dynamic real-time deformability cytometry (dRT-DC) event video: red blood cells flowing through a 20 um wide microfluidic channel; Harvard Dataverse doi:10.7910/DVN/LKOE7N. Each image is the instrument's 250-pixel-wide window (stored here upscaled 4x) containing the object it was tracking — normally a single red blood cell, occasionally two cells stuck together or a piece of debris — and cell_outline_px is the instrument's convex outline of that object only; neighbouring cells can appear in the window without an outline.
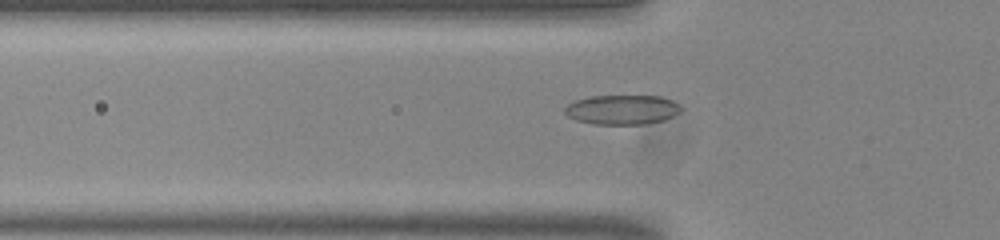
{"species": "common noctule bat (a hibernating species)", "species_latin": "Nyctalus noctula", "temperature_condition": "room temperature", "stored_images_in_passage": 43, "camera_frame_rate_fps": 3000, "um_per_image_px": 0.085, "animal": {"sex": "male", "body_mass_g": 20.0, "forearm_length_mm": 53.3}, "frame": {"image": 1, "passage_image": 7, "time_ms": 2.0, "image_size_px": [1000, 240], "cell_outline_px": [[684, 108], [680, 112], [664, 120], [644, 124], [592, 124], [576, 120], [568, 116], [564, 112], [564, 108], [568, 104], [576, 100], [592, 96], [660, 96], [672, 100]], "centroid_in_image_um": [52.89, 9.32], "position_along_channel_um": 72.9, "area_um2": 20.06}}
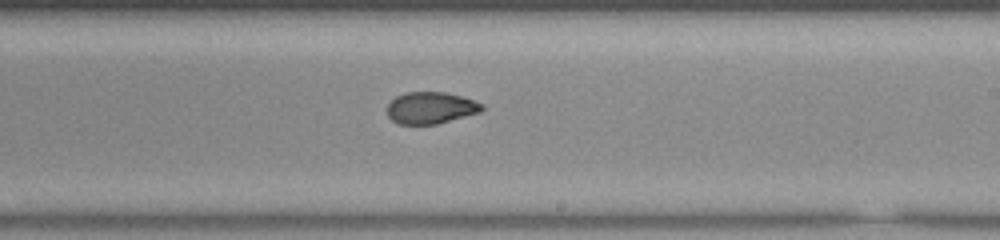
{"frame": {"image": 2, "passage_image": 21, "time_ms": 6.667, "image_size_px": [1000, 240], "cell_outline_px": [[484, 108], [480, 112], [436, 124], [400, 124], [392, 120], [388, 116], [388, 104], [396, 96], [404, 92], [444, 92], [460, 96], [484, 104]], "centroid_in_image_um": [36.6, 9.16], "position_along_channel_um": 252.4, "area_um2": 17.4}}
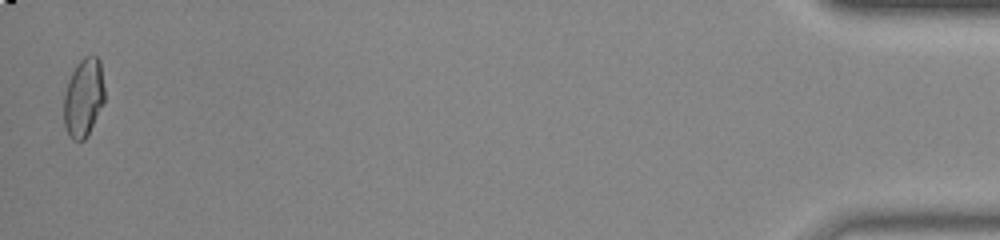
{"frame": {"image": 3, "passage_image": 42, "time_ms": 13.667, "image_size_px": [1000, 240], "cell_outline_px": [[104, 104], [84, 140], [72, 140], [68, 136], [64, 124], [64, 96], [68, 80], [76, 64], [84, 56], [96, 56], [100, 60], [104, 88]], "centroid_in_image_um": [7.1, 8.29], "position_along_channel_um": 428.1, "area_um2": 18.67}, "authors_computed_cell_mechanics": {"area_um2": 18.3804, "velocity_mm_per_s": 3.8382, "shape_relaxation_time_tau1_ms": null, "shape_relaxation_time_tau2_ms": 1.6512, "deformation_change_tau1": null, "deformation_change_tau2": 0.06}}